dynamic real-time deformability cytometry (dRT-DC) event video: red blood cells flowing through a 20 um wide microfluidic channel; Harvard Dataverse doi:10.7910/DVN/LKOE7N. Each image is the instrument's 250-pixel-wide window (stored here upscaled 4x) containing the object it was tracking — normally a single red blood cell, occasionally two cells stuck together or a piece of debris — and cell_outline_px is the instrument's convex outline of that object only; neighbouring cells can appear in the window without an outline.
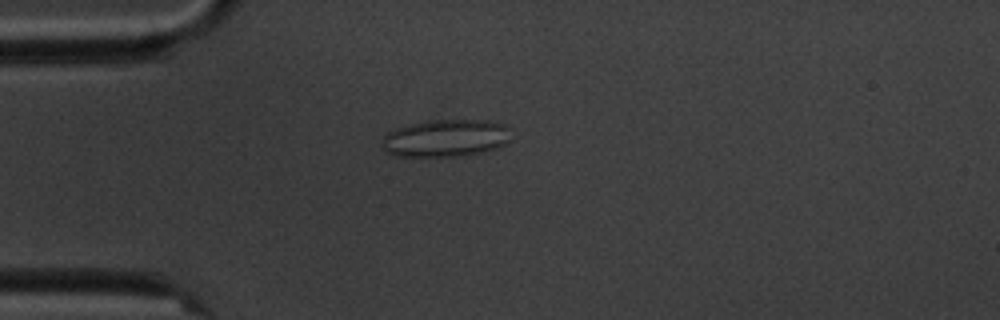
{"species": "common noctule bat (a hibernating species)", "species_latin": "Nyctalus noctula", "temperature_condition": "cold", "stored_images_in_passage": 10, "camera_frame_rate_fps": 3000, "um_per_image_px": 0.085, "animal": {"sex": "male", "body_mass_g": 20.1, "forearm_length_mm": 53.5}, "frame": {"image": 1, "passage_image": 5, "time_ms": 4.333, "image_size_px": [1000, 320], "cell_outline_px": [[512, 140], [496, 148], [480, 152], [460, 156], [396, 156], [384, 152], [380, 144], [380, 140], [388, 132], [396, 128], [408, 124], [436, 120], [488, 120], [504, 124], [508, 128]], "centroid_in_image_um": [37.85, 11.74], "position_along_channel_um": 47.1, "area_um2": 28.32}}
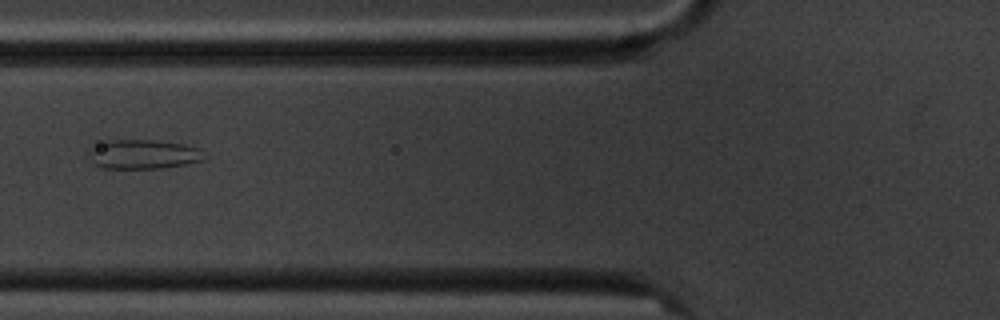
{"frame": {"image": 2, "passage_image": 7, "time_ms": 6.667, "image_size_px": [1000, 320], "cell_outline_px": [[208, 156], [204, 160], [184, 164], [160, 168], [100, 168], [92, 160], [88, 152], [88, 148], [108, 140], [156, 140], [184, 144], [200, 148]], "centroid_in_image_um": [12.22, 13.1], "position_along_channel_um": 113.6, "area_um2": 19.83}}
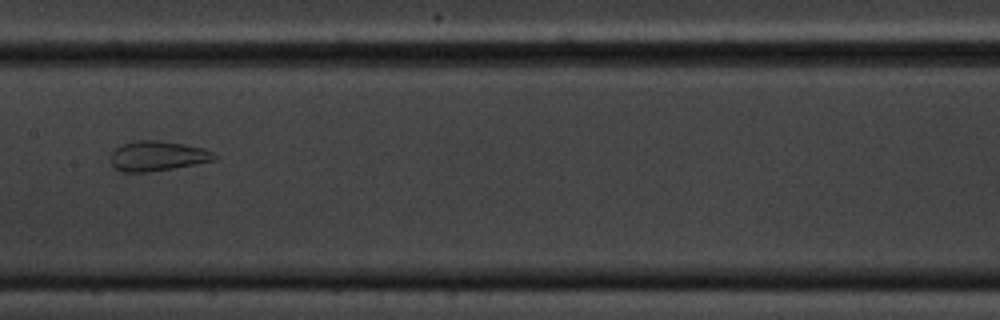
{"frame": {"image": 3, "passage_image": 9, "time_ms": 9.0, "image_size_px": [1000, 320], "cell_outline_px": [[220, 156], [212, 160], [172, 168], [148, 172], [124, 172], [116, 168], [108, 160], [112, 152], [116, 148], [124, 144], [136, 140], [160, 140], [184, 144], [204, 148]], "centroid_in_image_um": [13.36, 13.25], "position_along_channel_um": 194.0, "area_um2": 17.98}}